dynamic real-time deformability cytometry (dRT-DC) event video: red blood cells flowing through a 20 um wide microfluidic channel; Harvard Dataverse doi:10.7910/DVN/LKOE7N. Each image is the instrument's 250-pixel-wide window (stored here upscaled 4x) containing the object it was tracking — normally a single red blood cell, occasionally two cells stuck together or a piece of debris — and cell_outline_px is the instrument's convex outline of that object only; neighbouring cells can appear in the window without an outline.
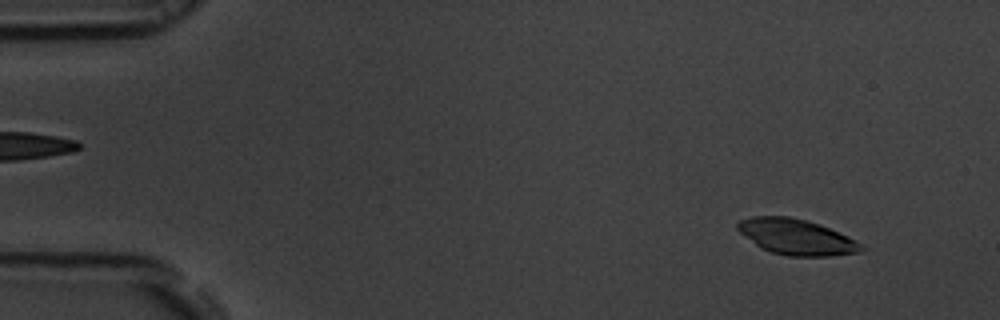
{"species": "common noctule bat (a hibernating species)", "species_latin": "Nyctalus noctula", "temperature_condition": "room temperature", "stored_images_in_passage": 53, "camera_frame_rate_fps": 3000, "um_per_image_px": 0.085, "animal": {"sex": "male", "body_mass_g": 19.5, "forearm_length_mm": 54.6}, "frame": {"image": 1, "passage_image": 3, "time_ms": 0.667, "image_size_px": [1000, 320], "cell_outline_px": [[864, 248], [860, 252], [832, 256], [788, 256], [772, 252], [760, 248], [740, 232], [736, 228], [736, 224], [740, 220], [752, 216], [788, 216], [820, 224], [840, 232], [856, 240]], "centroid_in_image_um": [67.69, 20.14], "position_along_channel_um": 17.3, "area_um2": 25.66}}
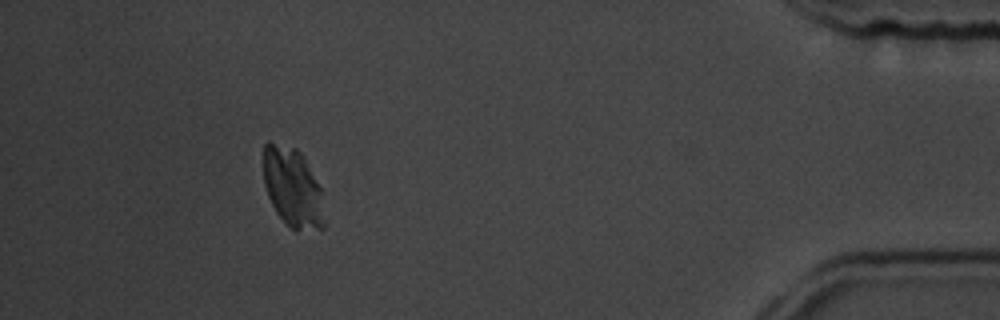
{"frame": {"image": 2, "passage_image": 48, "time_ms": 15.667, "image_size_px": [1000, 320], "cell_outline_px": [[324, 228], [296, 232], [276, 212], [268, 196], [264, 184], [264, 144], [268, 140], [296, 148], [304, 156], [320, 188], [324, 224]], "centroid_in_image_um": [24.86, 15.93], "position_along_channel_um": 410.3, "area_um2": 28.03}}